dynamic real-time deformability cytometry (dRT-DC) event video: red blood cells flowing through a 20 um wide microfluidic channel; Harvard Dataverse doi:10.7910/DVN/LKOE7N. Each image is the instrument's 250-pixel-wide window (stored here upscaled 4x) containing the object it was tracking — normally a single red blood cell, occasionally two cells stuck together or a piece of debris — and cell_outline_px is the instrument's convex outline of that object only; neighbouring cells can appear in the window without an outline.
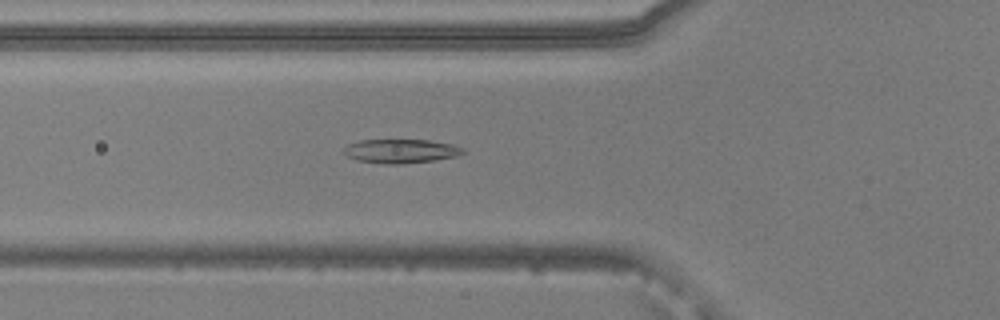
{"species": "common noctule bat (a hibernating species)", "species_latin": "Nyctalus noctula", "temperature_condition": "warm", "stored_images_in_passage": 12, "camera_frame_rate_fps": 3000, "um_per_image_px": 0.085, "animal": {"sex": "male", "body_mass_g": 20.5, "forearm_length_mm": 52.5}, "frame": {"image": 1, "passage_image": 2, "time_ms": 0.333, "image_size_px": [1000, 320], "cell_outline_px": [[464, 152], [456, 156], [436, 160], [400, 164], [384, 164], [356, 160], [348, 156], [344, 152], [344, 148], [348, 144], [360, 140], [428, 140], [452, 144], [464, 148]], "centroid_in_image_um": [34.07, 12.84], "position_along_channel_um": 91.7, "area_um2": 16.59}}
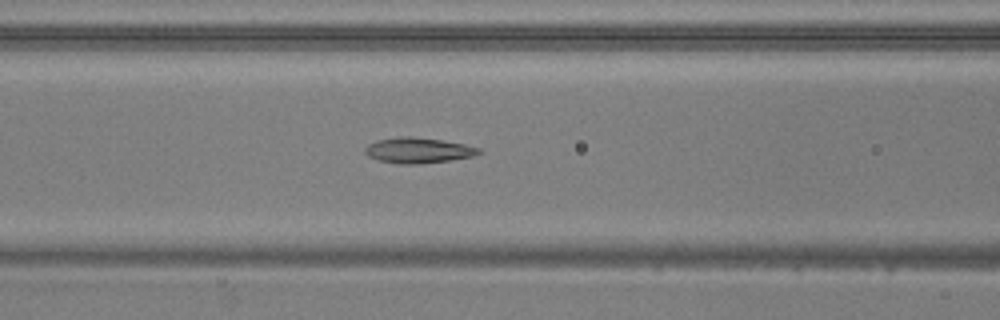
{"frame": {"image": 2, "passage_image": 5, "time_ms": 1.333, "image_size_px": [1000, 320], "cell_outline_px": [[480, 152], [472, 156], [448, 160], [420, 164], [396, 164], [376, 160], [368, 156], [364, 152], [364, 148], [368, 144], [376, 140], [400, 136], [408, 136], [440, 140], [464, 144], [480, 148]], "centroid_in_image_um": [35.46, 12.78], "position_along_channel_um": 131.1, "area_um2": 16.88}}
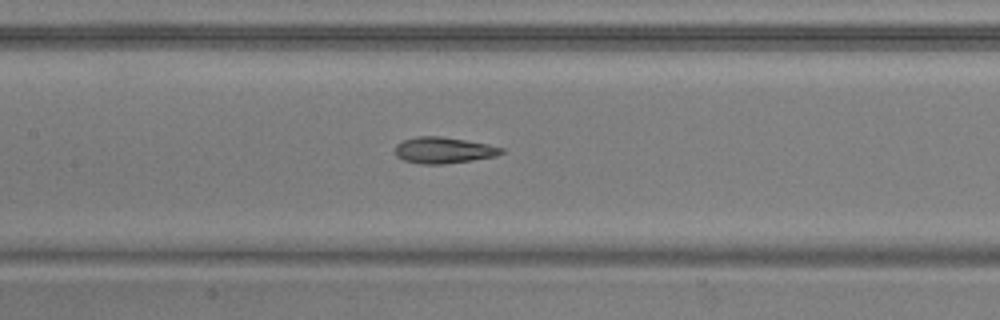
{"frame": {"image": 3, "passage_image": 8, "time_ms": 2.333, "image_size_px": [1000, 320], "cell_outline_px": [[504, 152], [496, 156], [472, 160], [444, 164], [420, 164], [404, 160], [396, 156], [396, 144], [404, 140], [416, 136], [440, 136], [488, 144], [504, 148]], "centroid_in_image_um": [37.71, 12.77], "position_along_channel_um": 169.7, "area_um2": 16.18}}